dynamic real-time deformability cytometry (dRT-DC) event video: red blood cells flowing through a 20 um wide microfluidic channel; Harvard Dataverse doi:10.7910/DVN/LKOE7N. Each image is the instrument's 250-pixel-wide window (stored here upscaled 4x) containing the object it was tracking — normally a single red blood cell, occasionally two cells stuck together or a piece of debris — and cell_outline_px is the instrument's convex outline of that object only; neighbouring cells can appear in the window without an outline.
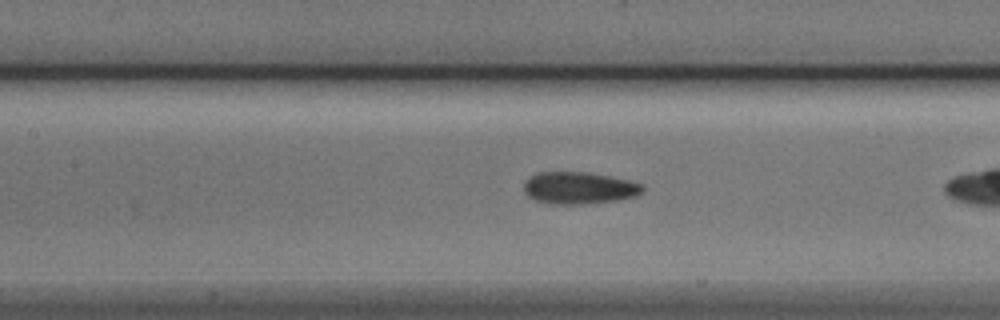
{"species": "Egyptian fruit bat (a non-hibernating species)", "species_latin": "Rousettus aegyptiacus", "temperature_condition": "cold", "stored_images_in_passage": 24, "camera_frame_rate_fps": 3000, "um_per_image_px": 0.085, "animal": {"sex": "male"}, "frame": {"image": 1, "passage_image": 22, "time_ms": 7.0, "image_size_px": [1000, 320], "cell_outline_px": [[644, 192], [636, 196], [620, 200], [584, 204], [552, 204], [536, 200], [528, 196], [524, 192], [524, 184], [532, 176], [540, 172], [584, 172], [608, 176], [628, 180], [644, 184]], "centroid_in_image_um": [49.27, 15.99], "position_along_channel_um": 158.1, "area_um2": 22.14}}